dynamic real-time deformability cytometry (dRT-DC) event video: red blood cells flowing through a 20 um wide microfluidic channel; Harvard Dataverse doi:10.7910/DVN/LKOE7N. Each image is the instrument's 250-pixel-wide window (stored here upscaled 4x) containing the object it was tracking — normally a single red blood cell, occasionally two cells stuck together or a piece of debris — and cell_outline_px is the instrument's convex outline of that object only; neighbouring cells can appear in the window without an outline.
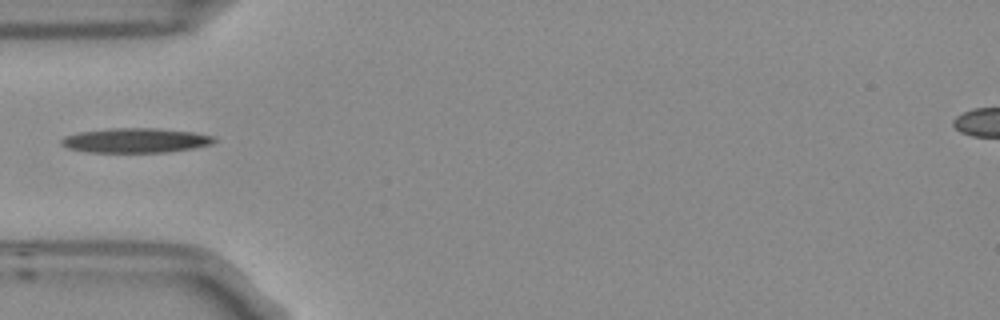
{"species": "Egyptian fruit bat (a non-hibernating species)", "species_latin": "Rousettus aegyptiacus", "temperature_condition": "room temperature", "stored_images_in_passage": 4, "camera_frame_rate_fps": 3000, "um_per_image_px": 0.085, "frame": {"image": 1, "passage_image": 4, "time_ms": 1.0, "image_size_px": [1000, 320], "cell_outline_px": [[216, 140], [212, 144], [192, 148], [168, 152], [88, 152], [68, 148], [60, 144], [60, 140], [64, 136], [80, 132], [112, 128], [156, 128], [192, 132], [212, 136]], "centroid_in_image_um": [11.49, 11.93], "position_along_channel_um": 73.5, "area_um2": 21.79}}